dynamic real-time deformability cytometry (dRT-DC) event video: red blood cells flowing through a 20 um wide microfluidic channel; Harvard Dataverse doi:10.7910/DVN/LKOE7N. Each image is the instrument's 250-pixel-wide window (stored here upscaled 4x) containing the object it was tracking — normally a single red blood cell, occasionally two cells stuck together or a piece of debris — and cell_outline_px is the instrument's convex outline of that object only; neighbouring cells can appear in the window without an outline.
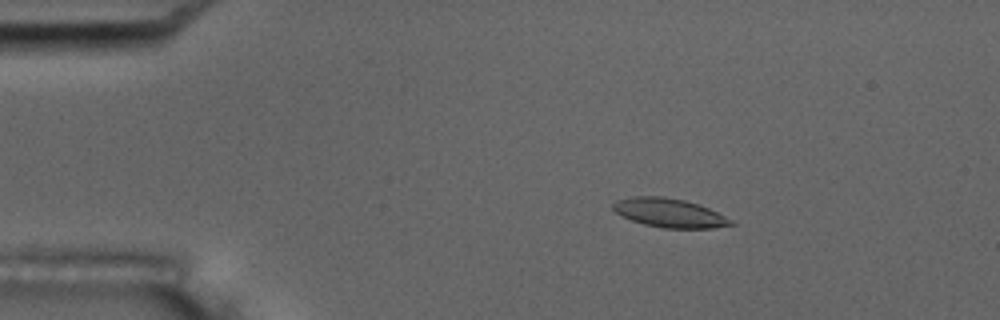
{"species": "common noctule bat (a hibernating species)", "species_latin": "Nyctalus noctula", "temperature_condition": "room temperature", "stored_images_in_passage": 3, "camera_frame_rate_fps": 3000, "um_per_image_px": 0.085, "animal": {"sex": "male", "body_mass_g": 17.5, "forearm_length_mm": 52.3}, "frame": {"image": 1, "passage_image": 1, "time_ms": 0.0, "image_size_px": [1000, 320], "cell_outline_px": [[736, 224], [712, 228], [664, 228], [644, 224], [632, 220], [616, 212], [612, 208], [612, 204], [616, 200], [632, 196], [664, 196], [684, 200], [708, 208], [732, 220]], "centroid_in_image_um": [56.88, 18.09], "position_along_channel_um": 28.1, "area_um2": 19.65}}